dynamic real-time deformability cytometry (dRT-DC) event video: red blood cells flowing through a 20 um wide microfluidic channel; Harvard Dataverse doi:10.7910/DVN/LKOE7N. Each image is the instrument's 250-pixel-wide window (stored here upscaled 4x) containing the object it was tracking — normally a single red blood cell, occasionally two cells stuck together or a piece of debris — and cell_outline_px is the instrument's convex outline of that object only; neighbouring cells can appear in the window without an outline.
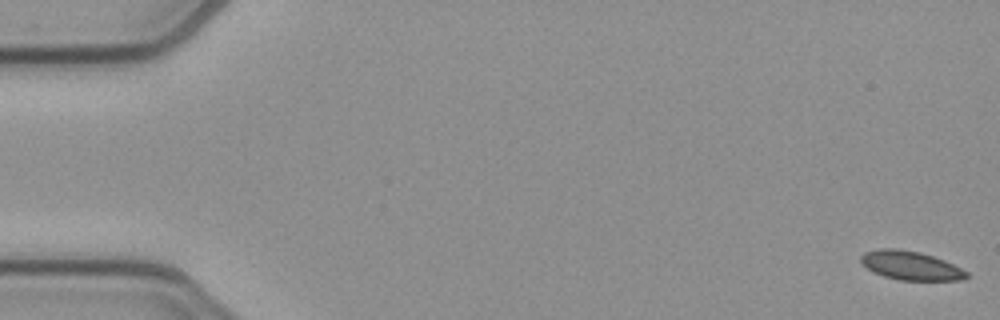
{"species": "common noctule bat (a hibernating species)", "species_latin": "Nyctalus noctula", "temperature_condition": "cold", "stored_images_in_passage": 53, "camera_frame_rate_fps": 3000, "um_per_image_px": 0.085, "animal": {"sex": "female", "body_mass_g": 21.9}, "frame": {"image": 1, "passage_image": 1, "time_ms": 0.0, "image_size_px": [1000, 320], "cell_outline_px": [[968, 276], [964, 280], [900, 280], [884, 276], [872, 272], [860, 264], [860, 256], [864, 252], [880, 248], [896, 248], [920, 252], [944, 260], [968, 272]], "centroid_in_image_um": [77.35, 22.57], "position_along_channel_um": 7.6, "area_um2": 17.86}}
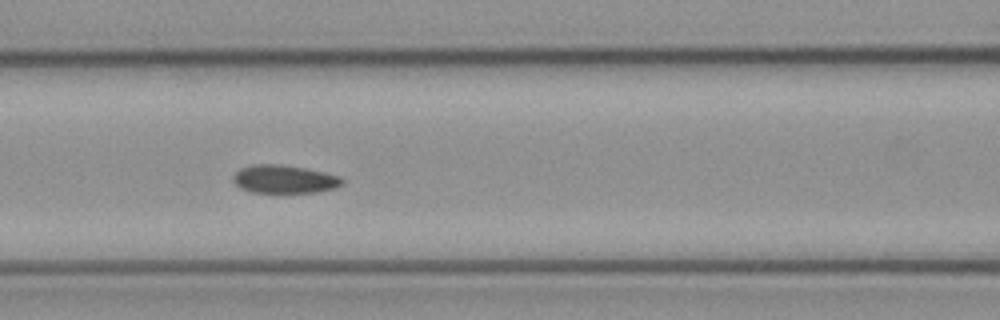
{"frame": {"image": 2, "passage_image": 23, "time_ms": 7.333, "image_size_px": [1000, 320], "cell_outline_px": [[344, 184], [336, 188], [316, 192], [252, 192], [240, 188], [232, 180], [232, 176], [240, 168], [252, 164], [280, 164], [308, 168], [340, 176], [344, 180]], "centroid_in_image_um": [24.18, 15.22], "position_along_channel_um": 142.4, "area_um2": 18.09}}
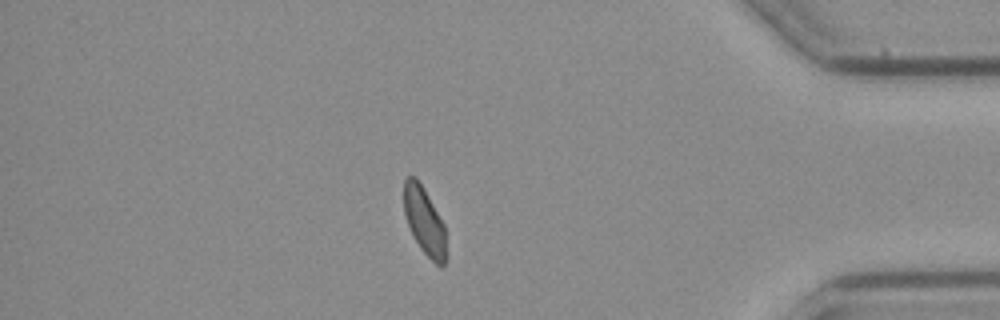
{"frame": {"image": 3, "passage_image": 46, "time_ms": 15.0, "image_size_px": [1000, 320], "cell_outline_px": [[448, 256], [444, 264], [436, 264], [420, 248], [412, 236], [404, 212], [404, 180], [408, 176], [416, 176], [424, 188], [444, 224]], "centroid_in_image_um": [36.09, 18.8], "position_along_channel_um": 399.1, "area_um2": 16.76}, "authors_computed_cell_mechanics": {"area_um2": 18.0914, "velocity_mm_per_s": 3.8472, "shape_relaxation_time_tau1_ms": null, "shape_relaxation_time_tau2_ms": 3.7693, "deformation_change_tau1": null, "deformation_change_tau2": 0.0688}}